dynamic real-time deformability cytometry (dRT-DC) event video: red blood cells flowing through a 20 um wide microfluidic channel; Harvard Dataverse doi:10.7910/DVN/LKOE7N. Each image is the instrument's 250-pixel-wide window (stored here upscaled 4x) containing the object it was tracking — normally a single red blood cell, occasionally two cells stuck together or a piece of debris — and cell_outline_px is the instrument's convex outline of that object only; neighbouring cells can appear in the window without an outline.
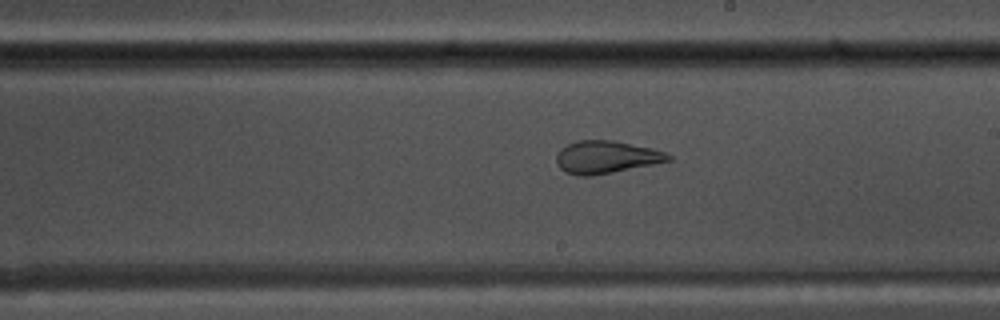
{"species": "common noctule bat (a hibernating species)", "species_latin": "Nyctalus noctula", "temperature_condition": "warm", "stored_images_in_passage": 45, "camera_frame_rate_fps": 3000, "um_per_image_px": 0.085, "animal": {"sex": "male", "body_mass_g": 17.5, "forearm_length_mm": 52.3}, "frame": {"image": 1, "passage_image": 22, "time_ms": 7.0, "image_size_px": [1000, 320], "cell_outline_px": [[672, 160], [592, 176], [580, 176], [564, 172], [556, 164], [556, 156], [560, 148], [568, 144], [580, 140], [612, 140], [652, 148], [664, 152], [672, 156]], "centroid_in_image_um": [51.48, 13.35], "position_along_channel_um": 237.5, "area_um2": 21.15}}
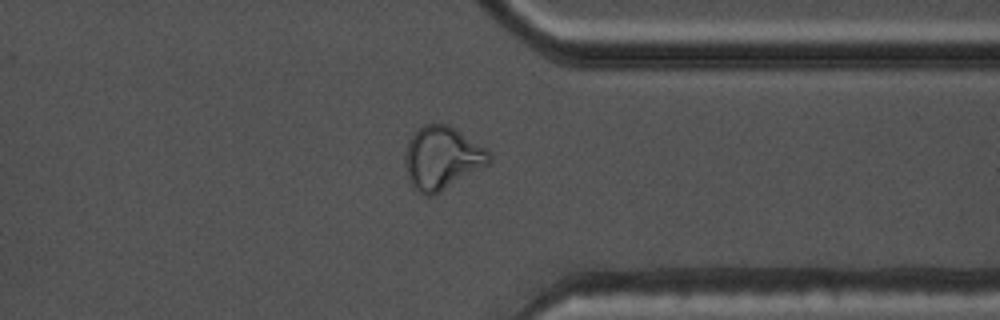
{"frame": {"image": 2, "passage_image": 33, "time_ms": 10.667, "image_size_px": [1000, 320], "cell_outline_px": [[492, 160], [488, 164], [436, 196], [424, 196], [412, 184], [408, 176], [404, 164], [404, 156], [408, 144], [412, 136], [424, 124], [448, 124], [456, 128], [484, 148], [492, 156]], "centroid_in_image_um": [37.57, 13.45], "position_along_channel_um": 373.8, "area_um2": 30.75}}
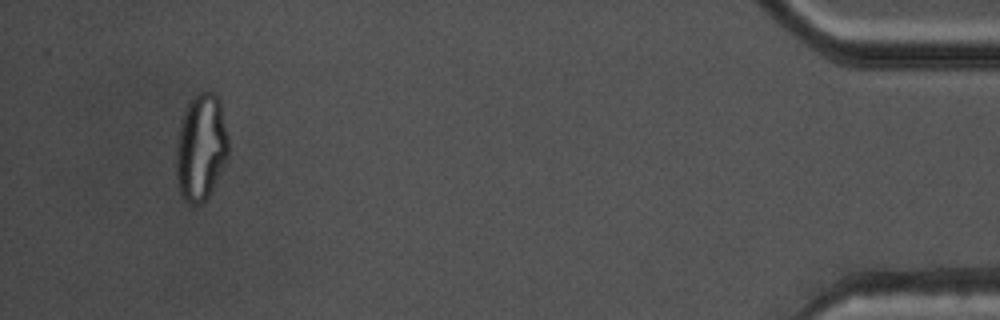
{"frame": {"image": 3, "passage_image": 42, "time_ms": 13.667, "image_size_px": [1000, 320], "cell_outline_px": [[228, 156], [208, 196], [200, 204], [188, 204], [180, 196], [176, 176], [176, 144], [180, 120], [188, 104], [200, 92], [212, 92], [220, 100], [228, 136]], "centroid_in_image_um": [17.06, 12.54], "position_along_channel_um": 418.1, "area_um2": 32.48}, "authors_computed_cell_mechanics": {"area_um2": 26.5302, "velocity_mm_per_s": 3.7905, "shape_relaxation_time_tau1_ms": null, "shape_relaxation_time_tau2_ms": 0.9158, "deformation_change_tau1": null, "deformation_change_tau2": 0.1008}}